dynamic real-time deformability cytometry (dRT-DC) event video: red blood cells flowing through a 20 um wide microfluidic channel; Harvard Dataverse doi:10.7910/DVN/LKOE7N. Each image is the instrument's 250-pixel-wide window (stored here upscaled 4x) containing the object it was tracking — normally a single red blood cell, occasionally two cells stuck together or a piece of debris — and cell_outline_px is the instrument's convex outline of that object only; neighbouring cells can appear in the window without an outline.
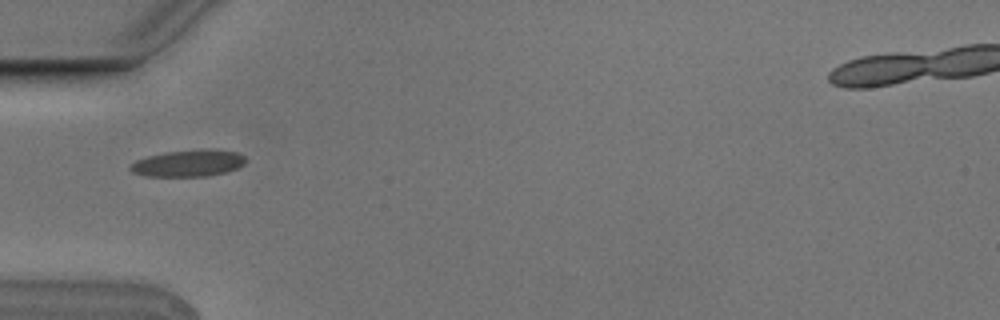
{"species": "Egyptian fruit bat (a non-hibernating species)", "species_latin": "Rousettus aegyptiacus", "temperature_condition": "cold", "stored_images_in_passage": 4, "camera_frame_rate_fps": 3000, "um_per_image_px": 0.085, "animal": {"sex": "male"}, "frame": {"image": 1, "passage_image": 3, "time_ms": 0.667, "image_size_px": [1000, 320], "cell_outline_px": [[244, 164], [228, 172], [208, 176], [144, 176], [132, 172], [128, 168], [136, 160], [148, 156], [164, 152], [200, 148], [212, 148], [236, 152], [244, 156]], "centroid_in_image_um": [16.01, 13.86], "position_along_channel_um": 69.0, "area_um2": 18.21}}